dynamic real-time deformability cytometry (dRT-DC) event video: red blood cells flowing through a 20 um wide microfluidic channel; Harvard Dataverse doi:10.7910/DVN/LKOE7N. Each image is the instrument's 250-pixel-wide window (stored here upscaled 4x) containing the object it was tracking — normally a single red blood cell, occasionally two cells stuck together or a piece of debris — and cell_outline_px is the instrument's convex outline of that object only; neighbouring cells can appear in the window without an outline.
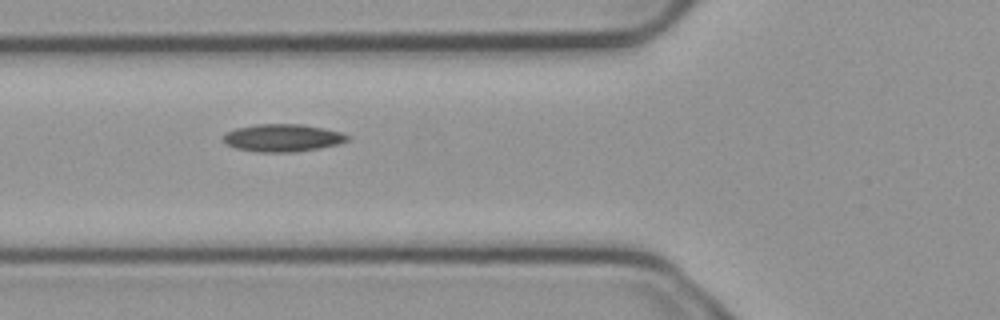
{"species": "common noctule bat (a hibernating species)", "species_latin": "Nyctalus noctula", "temperature_condition": "cold", "stored_images_in_passage": 7, "camera_frame_rate_fps": 3000, "um_per_image_px": 0.085, "animal": {"sex": "male", "body_mass_g": 23.1, "forearm_length_mm": 52.7}, "frame": {"image": 1, "passage_image": 6, "time_ms": 1.667, "image_size_px": [1000, 320], "cell_outline_px": [[352, 136], [348, 140], [340, 144], [296, 152], [260, 152], [236, 148], [224, 144], [224, 136], [228, 132], [236, 128], [256, 124], [304, 124], [324, 128], [340, 132]], "centroid_in_image_um": [24.06, 11.72], "position_along_channel_um": 101.7, "area_um2": 20.0}}
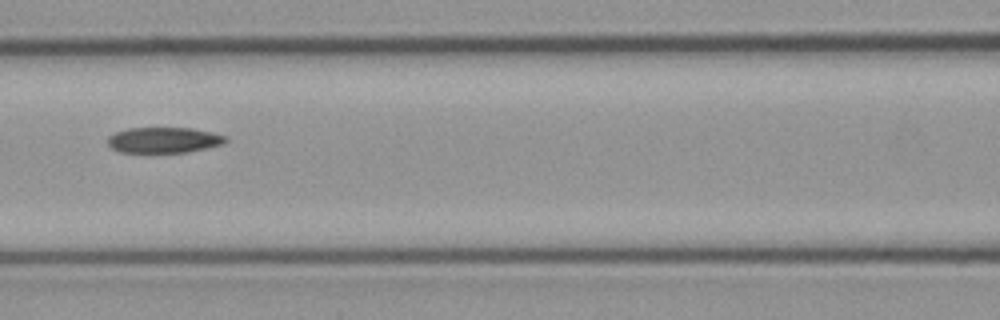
{"frame": {"image": 2, "passage_image": 7, "time_ms": 2.0, "image_size_px": [1000, 320], "cell_outline_px": [[228, 140], [220, 144], [204, 148], [184, 152], [120, 152], [112, 148], [108, 144], [108, 136], [116, 132], [128, 128], [192, 128], [212, 132], [224, 136]], "centroid_in_image_um": [13.88, 11.89], "position_along_channel_um": 152.7, "area_um2": 17.34}}